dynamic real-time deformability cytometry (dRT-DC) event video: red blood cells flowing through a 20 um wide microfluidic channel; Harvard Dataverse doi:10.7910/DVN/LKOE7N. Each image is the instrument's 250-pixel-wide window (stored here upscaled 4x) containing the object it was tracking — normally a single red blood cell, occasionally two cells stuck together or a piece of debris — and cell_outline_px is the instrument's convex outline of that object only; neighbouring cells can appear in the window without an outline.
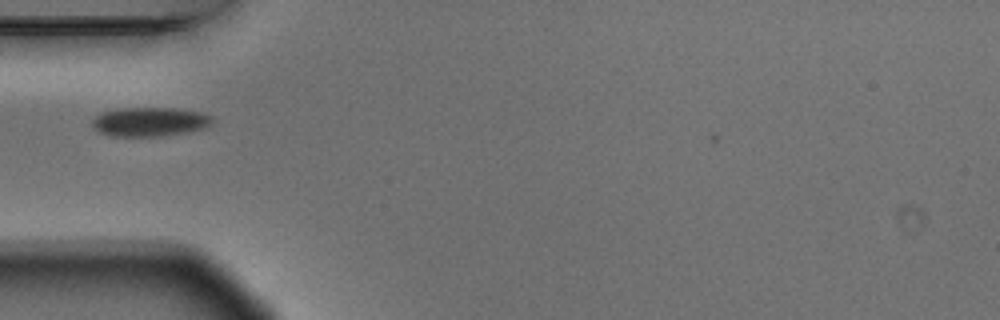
{"species": "Egyptian fruit bat (a non-hibernating species)", "species_latin": "Rousettus aegyptiacus", "temperature_condition": "warm", "stored_images_in_passage": 2, "camera_frame_rate_fps": 3000, "um_per_image_px": 0.085, "animal": {"sex": "male"}, "frame": {"image": 1, "passage_image": 2, "time_ms": 0.333, "image_size_px": [1000, 320], "cell_outline_px": [[212, 124], [204, 128], [184, 132], [160, 136], [112, 136], [100, 132], [92, 128], [92, 120], [96, 116], [104, 112], [116, 108], [176, 108], [200, 112], [212, 116]], "centroid_in_image_um": [12.71, 10.34], "position_along_channel_um": 72.3, "area_um2": 20.29}}